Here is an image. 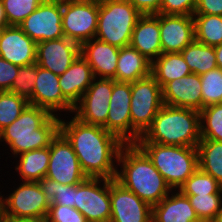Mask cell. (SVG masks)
Instances as JSON below:
<instances>
[{
  "label": "cell",
  "instance_id": "83f0119b",
  "mask_svg": "<svg viewBox=\"0 0 222 222\" xmlns=\"http://www.w3.org/2000/svg\"><path fill=\"white\" fill-rule=\"evenodd\" d=\"M192 73L201 75L217 68L214 47L193 41L180 52Z\"/></svg>",
  "mask_w": 222,
  "mask_h": 222
},
{
  "label": "cell",
  "instance_id": "f35d334b",
  "mask_svg": "<svg viewBox=\"0 0 222 222\" xmlns=\"http://www.w3.org/2000/svg\"><path fill=\"white\" fill-rule=\"evenodd\" d=\"M45 222H88L76 208L50 204Z\"/></svg>",
  "mask_w": 222,
  "mask_h": 222
},
{
  "label": "cell",
  "instance_id": "7dc6e473",
  "mask_svg": "<svg viewBox=\"0 0 222 222\" xmlns=\"http://www.w3.org/2000/svg\"><path fill=\"white\" fill-rule=\"evenodd\" d=\"M212 222H222V203L219 211L216 214L215 219Z\"/></svg>",
  "mask_w": 222,
  "mask_h": 222
},
{
  "label": "cell",
  "instance_id": "2e32d148",
  "mask_svg": "<svg viewBox=\"0 0 222 222\" xmlns=\"http://www.w3.org/2000/svg\"><path fill=\"white\" fill-rule=\"evenodd\" d=\"M32 105L47 109L52 115L59 117L63 115L59 112H66L69 115V113L73 114L74 111V106L62 94L59 86V75L38 65Z\"/></svg>",
  "mask_w": 222,
  "mask_h": 222
},
{
  "label": "cell",
  "instance_id": "f1b7e54d",
  "mask_svg": "<svg viewBox=\"0 0 222 222\" xmlns=\"http://www.w3.org/2000/svg\"><path fill=\"white\" fill-rule=\"evenodd\" d=\"M198 168L222 185V142L201 139L197 145Z\"/></svg>",
  "mask_w": 222,
  "mask_h": 222
},
{
  "label": "cell",
  "instance_id": "4dcf8cb0",
  "mask_svg": "<svg viewBox=\"0 0 222 222\" xmlns=\"http://www.w3.org/2000/svg\"><path fill=\"white\" fill-rule=\"evenodd\" d=\"M183 195L222 194V185L199 168L179 188Z\"/></svg>",
  "mask_w": 222,
  "mask_h": 222
},
{
  "label": "cell",
  "instance_id": "30bf717a",
  "mask_svg": "<svg viewBox=\"0 0 222 222\" xmlns=\"http://www.w3.org/2000/svg\"><path fill=\"white\" fill-rule=\"evenodd\" d=\"M74 208L88 222H110V179L88 177L77 184Z\"/></svg>",
  "mask_w": 222,
  "mask_h": 222
},
{
  "label": "cell",
  "instance_id": "5b68a950",
  "mask_svg": "<svg viewBox=\"0 0 222 222\" xmlns=\"http://www.w3.org/2000/svg\"><path fill=\"white\" fill-rule=\"evenodd\" d=\"M135 144L148 156L172 190H179L198 169L197 147L162 145L153 142Z\"/></svg>",
  "mask_w": 222,
  "mask_h": 222
},
{
  "label": "cell",
  "instance_id": "d4e9b609",
  "mask_svg": "<svg viewBox=\"0 0 222 222\" xmlns=\"http://www.w3.org/2000/svg\"><path fill=\"white\" fill-rule=\"evenodd\" d=\"M151 74V62L132 46L119 50L116 68V81L135 82Z\"/></svg>",
  "mask_w": 222,
  "mask_h": 222
},
{
  "label": "cell",
  "instance_id": "8992f818",
  "mask_svg": "<svg viewBox=\"0 0 222 222\" xmlns=\"http://www.w3.org/2000/svg\"><path fill=\"white\" fill-rule=\"evenodd\" d=\"M141 16L128 0L101 3L95 38L118 48L129 46L134 27Z\"/></svg>",
  "mask_w": 222,
  "mask_h": 222
},
{
  "label": "cell",
  "instance_id": "ee69618b",
  "mask_svg": "<svg viewBox=\"0 0 222 222\" xmlns=\"http://www.w3.org/2000/svg\"><path fill=\"white\" fill-rule=\"evenodd\" d=\"M217 66L222 69V43L214 47Z\"/></svg>",
  "mask_w": 222,
  "mask_h": 222
},
{
  "label": "cell",
  "instance_id": "ac0fdd59",
  "mask_svg": "<svg viewBox=\"0 0 222 222\" xmlns=\"http://www.w3.org/2000/svg\"><path fill=\"white\" fill-rule=\"evenodd\" d=\"M162 53H180L195 40L193 16L159 13Z\"/></svg>",
  "mask_w": 222,
  "mask_h": 222
},
{
  "label": "cell",
  "instance_id": "ab89813d",
  "mask_svg": "<svg viewBox=\"0 0 222 222\" xmlns=\"http://www.w3.org/2000/svg\"><path fill=\"white\" fill-rule=\"evenodd\" d=\"M197 0H161L160 14L193 16Z\"/></svg>",
  "mask_w": 222,
  "mask_h": 222
},
{
  "label": "cell",
  "instance_id": "4fadbf2b",
  "mask_svg": "<svg viewBox=\"0 0 222 222\" xmlns=\"http://www.w3.org/2000/svg\"><path fill=\"white\" fill-rule=\"evenodd\" d=\"M112 91L113 79L95 77L74 106L72 115L84 123L103 126L107 121Z\"/></svg>",
  "mask_w": 222,
  "mask_h": 222
},
{
  "label": "cell",
  "instance_id": "74e56055",
  "mask_svg": "<svg viewBox=\"0 0 222 222\" xmlns=\"http://www.w3.org/2000/svg\"><path fill=\"white\" fill-rule=\"evenodd\" d=\"M36 78V63L27 66H20L10 91L25 98L29 104L32 105V94Z\"/></svg>",
  "mask_w": 222,
  "mask_h": 222
},
{
  "label": "cell",
  "instance_id": "44dd1931",
  "mask_svg": "<svg viewBox=\"0 0 222 222\" xmlns=\"http://www.w3.org/2000/svg\"><path fill=\"white\" fill-rule=\"evenodd\" d=\"M120 48L112 46L97 38L80 45V54L91 66L94 77L114 79Z\"/></svg>",
  "mask_w": 222,
  "mask_h": 222
},
{
  "label": "cell",
  "instance_id": "ffe728a7",
  "mask_svg": "<svg viewBox=\"0 0 222 222\" xmlns=\"http://www.w3.org/2000/svg\"><path fill=\"white\" fill-rule=\"evenodd\" d=\"M164 105L202 110L200 75L191 73L180 79L168 82L162 88Z\"/></svg>",
  "mask_w": 222,
  "mask_h": 222
},
{
  "label": "cell",
  "instance_id": "cb8c5ba5",
  "mask_svg": "<svg viewBox=\"0 0 222 222\" xmlns=\"http://www.w3.org/2000/svg\"><path fill=\"white\" fill-rule=\"evenodd\" d=\"M152 222H201L187 196L172 190L152 206Z\"/></svg>",
  "mask_w": 222,
  "mask_h": 222
},
{
  "label": "cell",
  "instance_id": "d6a6232c",
  "mask_svg": "<svg viewBox=\"0 0 222 222\" xmlns=\"http://www.w3.org/2000/svg\"><path fill=\"white\" fill-rule=\"evenodd\" d=\"M39 184L50 204L66 205L74 208L77 184L63 185L47 177L42 178Z\"/></svg>",
  "mask_w": 222,
  "mask_h": 222
},
{
  "label": "cell",
  "instance_id": "d6986e66",
  "mask_svg": "<svg viewBox=\"0 0 222 222\" xmlns=\"http://www.w3.org/2000/svg\"><path fill=\"white\" fill-rule=\"evenodd\" d=\"M37 43L19 26L4 27L0 35V57L17 66L36 63Z\"/></svg>",
  "mask_w": 222,
  "mask_h": 222
},
{
  "label": "cell",
  "instance_id": "7a4b0ae2",
  "mask_svg": "<svg viewBox=\"0 0 222 222\" xmlns=\"http://www.w3.org/2000/svg\"><path fill=\"white\" fill-rule=\"evenodd\" d=\"M115 180L151 206L158 204L172 191L152 161L136 144H125L121 148Z\"/></svg>",
  "mask_w": 222,
  "mask_h": 222
},
{
  "label": "cell",
  "instance_id": "681fc988",
  "mask_svg": "<svg viewBox=\"0 0 222 222\" xmlns=\"http://www.w3.org/2000/svg\"><path fill=\"white\" fill-rule=\"evenodd\" d=\"M1 218H2V203H1V192H0V221H1Z\"/></svg>",
  "mask_w": 222,
  "mask_h": 222
},
{
  "label": "cell",
  "instance_id": "e575fe53",
  "mask_svg": "<svg viewBox=\"0 0 222 222\" xmlns=\"http://www.w3.org/2000/svg\"><path fill=\"white\" fill-rule=\"evenodd\" d=\"M202 109L211 104L222 103V69L219 67L200 75Z\"/></svg>",
  "mask_w": 222,
  "mask_h": 222
},
{
  "label": "cell",
  "instance_id": "52a82bcc",
  "mask_svg": "<svg viewBox=\"0 0 222 222\" xmlns=\"http://www.w3.org/2000/svg\"><path fill=\"white\" fill-rule=\"evenodd\" d=\"M163 105L162 88L151 74L131 82V144L150 127Z\"/></svg>",
  "mask_w": 222,
  "mask_h": 222
},
{
  "label": "cell",
  "instance_id": "c3c4849f",
  "mask_svg": "<svg viewBox=\"0 0 222 222\" xmlns=\"http://www.w3.org/2000/svg\"><path fill=\"white\" fill-rule=\"evenodd\" d=\"M84 1H89V2H93V3L101 4V3L111 1V0H84Z\"/></svg>",
  "mask_w": 222,
  "mask_h": 222
},
{
  "label": "cell",
  "instance_id": "bcb514c9",
  "mask_svg": "<svg viewBox=\"0 0 222 222\" xmlns=\"http://www.w3.org/2000/svg\"><path fill=\"white\" fill-rule=\"evenodd\" d=\"M0 222H45V220H17L2 217Z\"/></svg>",
  "mask_w": 222,
  "mask_h": 222
},
{
  "label": "cell",
  "instance_id": "4316f807",
  "mask_svg": "<svg viewBox=\"0 0 222 222\" xmlns=\"http://www.w3.org/2000/svg\"><path fill=\"white\" fill-rule=\"evenodd\" d=\"M191 73L181 53H162L151 63V75L161 88Z\"/></svg>",
  "mask_w": 222,
  "mask_h": 222
},
{
  "label": "cell",
  "instance_id": "b9f144b4",
  "mask_svg": "<svg viewBox=\"0 0 222 222\" xmlns=\"http://www.w3.org/2000/svg\"><path fill=\"white\" fill-rule=\"evenodd\" d=\"M194 14L222 16V0H197Z\"/></svg>",
  "mask_w": 222,
  "mask_h": 222
},
{
  "label": "cell",
  "instance_id": "484cf974",
  "mask_svg": "<svg viewBox=\"0 0 222 222\" xmlns=\"http://www.w3.org/2000/svg\"><path fill=\"white\" fill-rule=\"evenodd\" d=\"M14 158H19V160L15 161V171L21 178L20 181L39 182L47 174L50 161V149L48 146L26 151Z\"/></svg>",
  "mask_w": 222,
  "mask_h": 222
},
{
  "label": "cell",
  "instance_id": "9c48e42d",
  "mask_svg": "<svg viewBox=\"0 0 222 222\" xmlns=\"http://www.w3.org/2000/svg\"><path fill=\"white\" fill-rule=\"evenodd\" d=\"M98 11V3L84 0H62L64 36L79 45L95 38Z\"/></svg>",
  "mask_w": 222,
  "mask_h": 222
},
{
  "label": "cell",
  "instance_id": "5bb4252c",
  "mask_svg": "<svg viewBox=\"0 0 222 222\" xmlns=\"http://www.w3.org/2000/svg\"><path fill=\"white\" fill-rule=\"evenodd\" d=\"M110 222H152V206L110 179Z\"/></svg>",
  "mask_w": 222,
  "mask_h": 222
},
{
  "label": "cell",
  "instance_id": "6da1fadb",
  "mask_svg": "<svg viewBox=\"0 0 222 222\" xmlns=\"http://www.w3.org/2000/svg\"><path fill=\"white\" fill-rule=\"evenodd\" d=\"M71 118H60V132L72 145L83 172L91 178L115 179L118 156L125 144L103 126Z\"/></svg>",
  "mask_w": 222,
  "mask_h": 222
},
{
  "label": "cell",
  "instance_id": "ba28073f",
  "mask_svg": "<svg viewBox=\"0 0 222 222\" xmlns=\"http://www.w3.org/2000/svg\"><path fill=\"white\" fill-rule=\"evenodd\" d=\"M12 193L1 194L2 217L17 220H45L50 203L39 182L22 181ZM5 196V197H4Z\"/></svg>",
  "mask_w": 222,
  "mask_h": 222
},
{
  "label": "cell",
  "instance_id": "8d00e7d4",
  "mask_svg": "<svg viewBox=\"0 0 222 222\" xmlns=\"http://www.w3.org/2000/svg\"><path fill=\"white\" fill-rule=\"evenodd\" d=\"M44 0H2L8 26H19Z\"/></svg>",
  "mask_w": 222,
  "mask_h": 222
},
{
  "label": "cell",
  "instance_id": "1f68e13d",
  "mask_svg": "<svg viewBox=\"0 0 222 222\" xmlns=\"http://www.w3.org/2000/svg\"><path fill=\"white\" fill-rule=\"evenodd\" d=\"M201 139L222 142V103L211 104L200 111Z\"/></svg>",
  "mask_w": 222,
  "mask_h": 222
},
{
  "label": "cell",
  "instance_id": "836d02e7",
  "mask_svg": "<svg viewBox=\"0 0 222 222\" xmlns=\"http://www.w3.org/2000/svg\"><path fill=\"white\" fill-rule=\"evenodd\" d=\"M29 102L11 91H0V131L16 120Z\"/></svg>",
  "mask_w": 222,
  "mask_h": 222
},
{
  "label": "cell",
  "instance_id": "f907efd6",
  "mask_svg": "<svg viewBox=\"0 0 222 222\" xmlns=\"http://www.w3.org/2000/svg\"><path fill=\"white\" fill-rule=\"evenodd\" d=\"M4 27H7V26H0V35H1V32H2Z\"/></svg>",
  "mask_w": 222,
  "mask_h": 222
},
{
  "label": "cell",
  "instance_id": "f546056e",
  "mask_svg": "<svg viewBox=\"0 0 222 222\" xmlns=\"http://www.w3.org/2000/svg\"><path fill=\"white\" fill-rule=\"evenodd\" d=\"M195 41L215 47L222 43V16L194 14Z\"/></svg>",
  "mask_w": 222,
  "mask_h": 222
},
{
  "label": "cell",
  "instance_id": "7402d4cb",
  "mask_svg": "<svg viewBox=\"0 0 222 222\" xmlns=\"http://www.w3.org/2000/svg\"><path fill=\"white\" fill-rule=\"evenodd\" d=\"M130 46L151 63L162 54L159 13L142 15L132 32Z\"/></svg>",
  "mask_w": 222,
  "mask_h": 222
},
{
  "label": "cell",
  "instance_id": "8fae6325",
  "mask_svg": "<svg viewBox=\"0 0 222 222\" xmlns=\"http://www.w3.org/2000/svg\"><path fill=\"white\" fill-rule=\"evenodd\" d=\"M49 149L50 161L45 177L63 185L80 184L88 178L72 145L60 131L52 139Z\"/></svg>",
  "mask_w": 222,
  "mask_h": 222
},
{
  "label": "cell",
  "instance_id": "f6af8a7d",
  "mask_svg": "<svg viewBox=\"0 0 222 222\" xmlns=\"http://www.w3.org/2000/svg\"><path fill=\"white\" fill-rule=\"evenodd\" d=\"M0 26H8L2 0H0Z\"/></svg>",
  "mask_w": 222,
  "mask_h": 222
},
{
  "label": "cell",
  "instance_id": "e0dca14e",
  "mask_svg": "<svg viewBox=\"0 0 222 222\" xmlns=\"http://www.w3.org/2000/svg\"><path fill=\"white\" fill-rule=\"evenodd\" d=\"M80 55V45L66 37L37 43L36 64L62 75Z\"/></svg>",
  "mask_w": 222,
  "mask_h": 222
},
{
  "label": "cell",
  "instance_id": "603a6c76",
  "mask_svg": "<svg viewBox=\"0 0 222 222\" xmlns=\"http://www.w3.org/2000/svg\"><path fill=\"white\" fill-rule=\"evenodd\" d=\"M94 78L91 66L80 54L70 67L59 75V86L63 96L75 106Z\"/></svg>",
  "mask_w": 222,
  "mask_h": 222
},
{
  "label": "cell",
  "instance_id": "277c9868",
  "mask_svg": "<svg viewBox=\"0 0 222 222\" xmlns=\"http://www.w3.org/2000/svg\"><path fill=\"white\" fill-rule=\"evenodd\" d=\"M201 140L200 112L163 105L137 142L197 147Z\"/></svg>",
  "mask_w": 222,
  "mask_h": 222
},
{
  "label": "cell",
  "instance_id": "9a60e30c",
  "mask_svg": "<svg viewBox=\"0 0 222 222\" xmlns=\"http://www.w3.org/2000/svg\"><path fill=\"white\" fill-rule=\"evenodd\" d=\"M131 83L113 79L107 121L103 127L124 144H131Z\"/></svg>",
  "mask_w": 222,
  "mask_h": 222
},
{
  "label": "cell",
  "instance_id": "d590c367",
  "mask_svg": "<svg viewBox=\"0 0 222 222\" xmlns=\"http://www.w3.org/2000/svg\"><path fill=\"white\" fill-rule=\"evenodd\" d=\"M201 222H212L222 203V194L184 195Z\"/></svg>",
  "mask_w": 222,
  "mask_h": 222
},
{
  "label": "cell",
  "instance_id": "60d3db41",
  "mask_svg": "<svg viewBox=\"0 0 222 222\" xmlns=\"http://www.w3.org/2000/svg\"><path fill=\"white\" fill-rule=\"evenodd\" d=\"M19 66L0 57V91H10Z\"/></svg>",
  "mask_w": 222,
  "mask_h": 222
},
{
  "label": "cell",
  "instance_id": "3957f363",
  "mask_svg": "<svg viewBox=\"0 0 222 222\" xmlns=\"http://www.w3.org/2000/svg\"><path fill=\"white\" fill-rule=\"evenodd\" d=\"M60 131V117L47 109L28 104L20 116L0 131V142L8 145L13 157L50 146Z\"/></svg>",
  "mask_w": 222,
  "mask_h": 222
},
{
  "label": "cell",
  "instance_id": "7c38bea8",
  "mask_svg": "<svg viewBox=\"0 0 222 222\" xmlns=\"http://www.w3.org/2000/svg\"><path fill=\"white\" fill-rule=\"evenodd\" d=\"M19 27L36 43L65 37L62 0H44Z\"/></svg>",
  "mask_w": 222,
  "mask_h": 222
},
{
  "label": "cell",
  "instance_id": "7bdbcfd3",
  "mask_svg": "<svg viewBox=\"0 0 222 222\" xmlns=\"http://www.w3.org/2000/svg\"><path fill=\"white\" fill-rule=\"evenodd\" d=\"M142 15L158 14L161 0H128Z\"/></svg>",
  "mask_w": 222,
  "mask_h": 222
}]
</instances>
